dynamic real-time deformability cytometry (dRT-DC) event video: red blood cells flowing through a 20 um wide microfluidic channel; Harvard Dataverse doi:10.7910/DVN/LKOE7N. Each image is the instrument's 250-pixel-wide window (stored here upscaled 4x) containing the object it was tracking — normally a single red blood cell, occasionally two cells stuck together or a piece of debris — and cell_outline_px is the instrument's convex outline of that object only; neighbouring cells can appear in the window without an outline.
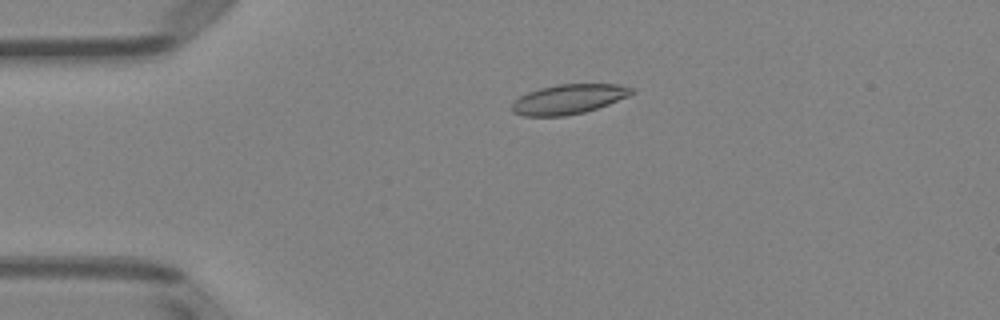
{"species": "Egyptian fruit bat (a non-hibernating species)", "species_latin": "Rousettus aegyptiacus", "temperature_condition": "room temperature", "stored_images_in_passage": 5, "camera_frame_rate_fps": 3000, "um_per_image_px": 0.085, "animal": {"sex": "female"}, "frame": {"image": 1, "passage_image": 4, "time_ms": 3.333, "image_size_px": [1000, 320], "cell_outline_px": [[636, 92], [628, 96], [608, 104], [584, 112], [564, 116], [524, 116], [512, 112], [512, 104], [520, 96], [528, 92], [540, 88], [556, 84], [620, 84], [636, 88]], "centroid_in_image_um": [48.36, 8.42], "position_along_channel_um": 36.6, "area_um2": 20.75}}